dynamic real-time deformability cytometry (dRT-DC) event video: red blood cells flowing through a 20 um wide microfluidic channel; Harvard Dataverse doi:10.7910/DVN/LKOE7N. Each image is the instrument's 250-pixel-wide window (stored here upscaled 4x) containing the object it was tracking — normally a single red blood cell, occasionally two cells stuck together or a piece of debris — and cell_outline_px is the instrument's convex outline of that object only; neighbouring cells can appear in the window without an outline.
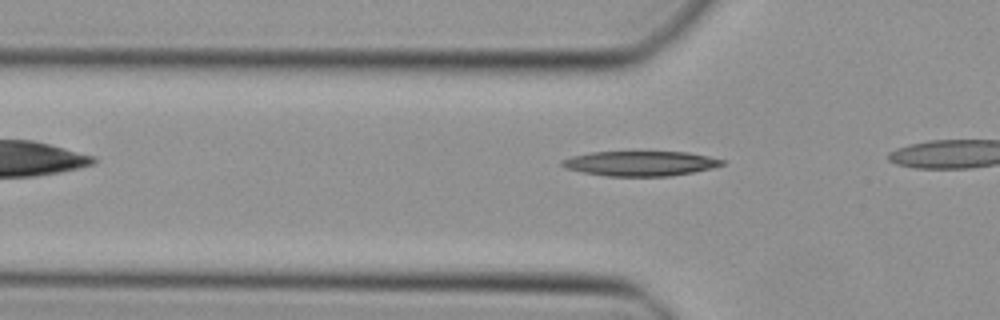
{"species": "Egyptian fruit bat (a non-hibernating species)", "species_latin": "Rousettus aegyptiacus", "temperature_condition": "cold", "stored_images_in_passage": 5, "camera_frame_rate_fps": 3000, "um_per_image_px": 0.085, "animal": {"sex": "female"}, "frame": {"image": 1, "passage_image": 2, "time_ms": 0.333, "image_size_px": [1000, 320], "cell_outline_px": [[724, 164], [712, 168], [672, 176], [608, 176], [584, 172], [564, 168], [560, 164], [560, 160], [572, 156], [592, 152], [688, 152], [708, 156], [724, 160]], "centroid_in_image_um": [54.41, 13.89], "position_along_channel_um": 71.4, "area_um2": 23.12}}